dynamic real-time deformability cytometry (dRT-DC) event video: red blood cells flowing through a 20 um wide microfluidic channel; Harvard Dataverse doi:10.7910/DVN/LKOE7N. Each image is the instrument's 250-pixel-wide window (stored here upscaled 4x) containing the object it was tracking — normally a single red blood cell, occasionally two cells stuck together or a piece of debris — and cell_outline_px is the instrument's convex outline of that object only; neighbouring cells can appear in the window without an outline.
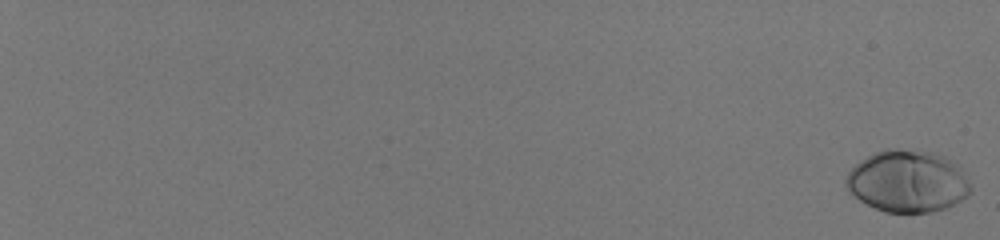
{"species": "human", "species_latin": "Homo sapiens", "temperature_condition": "room temperature", "stored_images_in_passage": 59, "camera_frame_rate_fps": 3000, "um_per_image_px": 0.085, "donor": {"sex": "male"}, "frame": {"image": 1, "passage_image": 1, "time_ms": 0.0, "image_size_px": [1000, 240], "cell_outline_px": [[972, 192], [968, 196], [944, 208], [932, 212], [884, 212], [860, 200], [844, 184], [844, 180], [848, 172], [860, 160], [876, 152], [888, 148], [896, 148], [932, 152], [944, 156], [960, 164], [972, 188]], "centroid_in_image_um": [77.18, 15.39], "position_along_channel_um": 7.8, "area_um2": 45.08}}
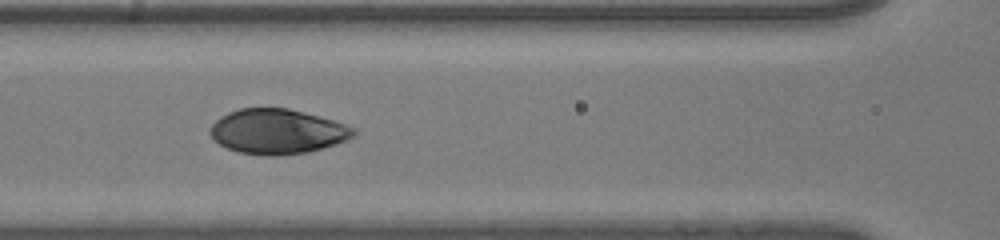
{"frame": {"image": 2, "passage_image": 34, "time_ms": 11.0, "image_size_px": [1000, 240], "cell_outline_px": [[356, 132], [352, 136], [344, 140], [308, 152], [276, 156], [264, 156], [240, 152], [228, 148], [220, 144], [208, 132], [212, 124], [220, 116], [228, 112], [240, 108], [288, 108], [304, 112], [332, 120], [356, 128]], "centroid_in_image_um": [23.53, 11.17], "position_along_channel_um": 143.1, "area_um2": 37.17}}
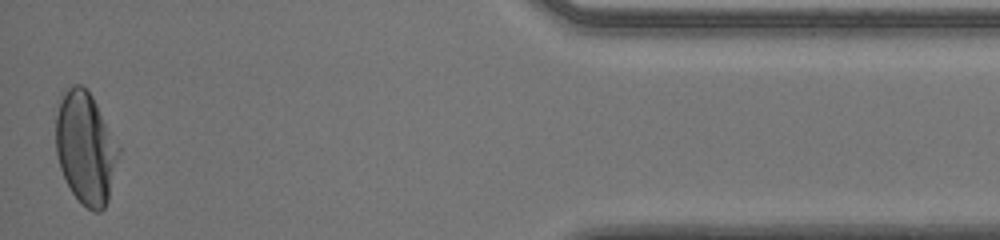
{"frame": {"image": 3, "passage_image": 59, "time_ms": 19.333, "image_size_px": [1000, 240], "cell_outline_px": [[120, 152], [108, 200], [104, 208], [100, 212], [92, 212], [72, 192], [60, 168], [56, 152], [56, 116], [64, 92], [72, 84], [80, 84], [92, 96], [120, 148]], "centroid_in_image_um": [7.28, 12.59], "position_along_channel_um": 427.9, "area_um2": 40.46}, "authors_computed_cell_mechanics": {"area_um2": 39.3618, "velocity_mm_per_s": 3.9867, "shape_relaxation_time_tau1_ms": 2.7542, "shape_relaxation_time_tau2_ms": null, "deformation_change_tau1": 0.1619, "deformation_change_tau2": null}}